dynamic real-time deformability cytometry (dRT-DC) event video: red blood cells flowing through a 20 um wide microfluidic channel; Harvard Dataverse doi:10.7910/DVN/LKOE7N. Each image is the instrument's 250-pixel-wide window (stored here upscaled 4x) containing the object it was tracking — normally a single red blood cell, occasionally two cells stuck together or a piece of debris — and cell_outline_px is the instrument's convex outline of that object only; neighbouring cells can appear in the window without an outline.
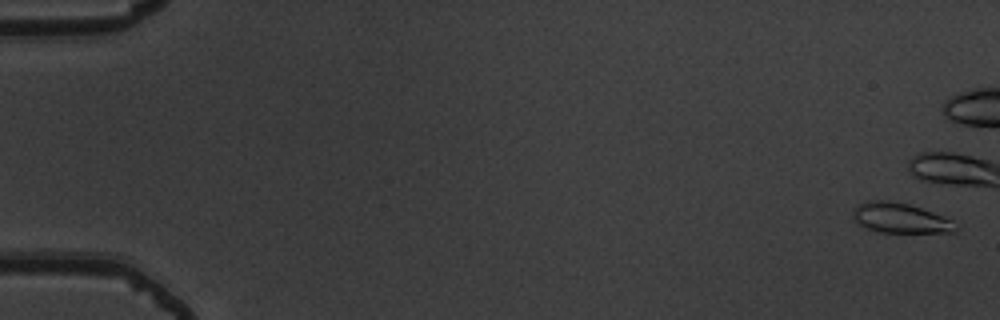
{"species": "common noctule bat (a hibernating species)", "species_latin": "Nyctalus noctula", "temperature_condition": "warm", "stored_images_in_passage": 16, "camera_frame_rate_fps": 3000, "um_per_image_px": 0.085, "animal": {"sex": "male", "body_mass_g": 19.5, "forearm_length_mm": 54.6}, "frame": {"image": 1, "passage_image": 1, "time_ms": 0.0, "image_size_px": [1000, 320], "cell_outline_px": [[960, 228], [956, 232], [880, 232], [868, 228], [852, 220], [852, 212], [860, 204], [868, 200], [884, 200], [908, 204], [932, 212], [952, 220]], "centroid_in_image_um": [76.53, 18.54], "position_along_channel_um": 8.5, "area_um2": 17.8}}